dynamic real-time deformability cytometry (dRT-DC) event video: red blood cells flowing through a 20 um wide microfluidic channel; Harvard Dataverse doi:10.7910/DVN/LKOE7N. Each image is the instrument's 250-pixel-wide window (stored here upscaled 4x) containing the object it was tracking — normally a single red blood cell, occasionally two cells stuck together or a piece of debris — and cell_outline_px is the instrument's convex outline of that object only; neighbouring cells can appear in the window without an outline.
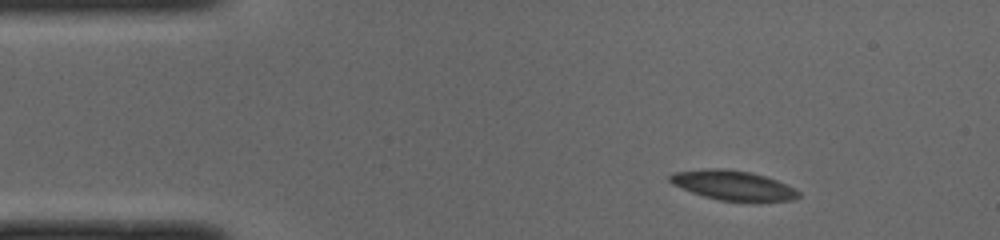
{"species": "common noctule bat (a hibernating species)", "species_latin": "Nyctalus noctula", "temperature_condition": "cold", "stored_images_in_passage": 47, "segment_of_instrument_passage": [1, 2], "camera_frame_rate_fps": 3000, "um_per_image_px": 0.085, "animal": {"sex": "male", "body_mass_g": 19.0, "forearm_length_mm": 50.8}, "frame": {"image": 1, "passage_image": 1, "time_ms": 0.0, "image_size_px": [1000, 240], "cell_outline_px": [[800, 196], [792, 200], [760, 204], [756, 204], [720, 200], [704, 196], [692, 192], [672, 184], [668, 180], [668, 176], [672, 172], [712, 168], [720, 168], [748, 172], [764, 176], [776, 180], [796, 188], [800, 192]], "centroid_in_image_um": [62.37, 15.8], "position_along_channel_um": 22.6, "area_um2": 22.83}}
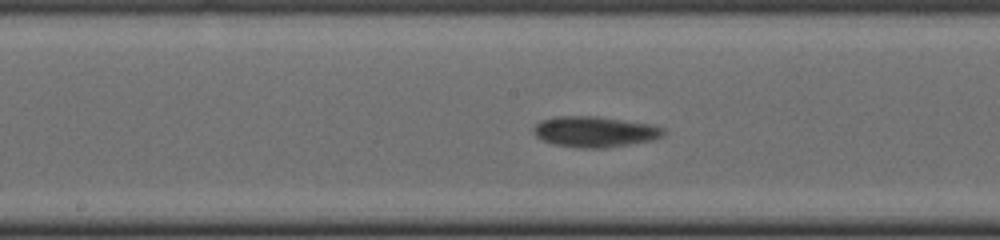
{"frame": {"image": 2, "passage_image": 20, "time_ms": 6.333, "image_size_px": [1000, 240], "cell_outline_px": [[664, 136], [652, 140], [604, 148], [580, 148], [552, 144], [536, 136], [532, 132], [532, 128], [540, 120], [556, 116], [596, 116], [648, 124], [664, 128]], "centroid_in_image_um": [50.5, 11.19], "position_along_channel_um": 197.7, "area_um2": 23.18}}
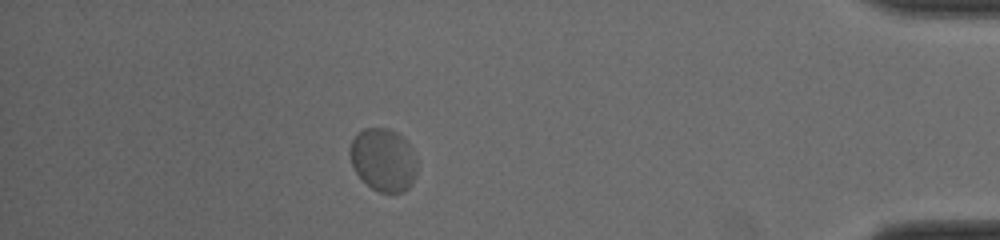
{"frame": {"image": 3, "passage_image": 40, "time_ms": 13.0, "image_size_px": [1000, 240], "cell_outline_px": [[416, 172], [412, 184], [404, 192], [380, 192], [372, 188], [356, 172], [352, 164], [348, 152], [348, 148], [356, 132], [364, 128], [388, 128], [396, 132], [412, 148], [416, 160]], "centroid_in_image_um": [32.56, 13.57], "position_along_channel_um": 402.6, "area_um2": 24.57}}